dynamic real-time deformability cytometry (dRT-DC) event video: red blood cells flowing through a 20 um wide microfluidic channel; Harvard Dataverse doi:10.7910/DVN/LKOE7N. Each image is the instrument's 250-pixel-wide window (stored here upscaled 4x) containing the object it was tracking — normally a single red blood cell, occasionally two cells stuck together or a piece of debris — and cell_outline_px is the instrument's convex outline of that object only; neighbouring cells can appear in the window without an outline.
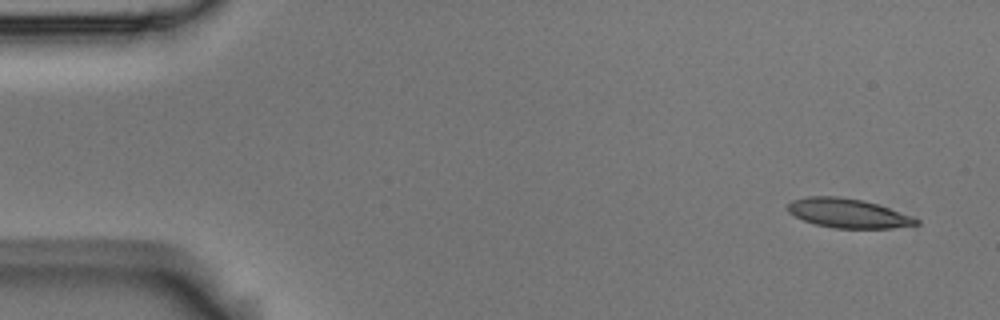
{"species": "Egyptian fruit bat (a non-hibernating species)", "species_latin": "Rousettus aegyptiacus", "temperature_condition": "room temperature", "stored_images_in_passage": 4, "camera_frame_rate_fps": 3000, "um_per_image_px": 0.085, "animal": {"sex": "male"}, "frame": {"image": 1, "passage_image": 1, "time_ms": 0.0, "image_size_px": [1000, 320], "cell_outline_px": [[920, 224], [892, 228], [836, 228], [816, 224], [804, 220], [788, 212], [788, 204], [792, 200], [808, 196], [836, 196], [860, 200], [876, 204], [912, 216], [920, 220]], "centroid_in_image_um": [72.08, 18.13], "position_along_channel_um": 12.9, "area_um2": 21.56}}